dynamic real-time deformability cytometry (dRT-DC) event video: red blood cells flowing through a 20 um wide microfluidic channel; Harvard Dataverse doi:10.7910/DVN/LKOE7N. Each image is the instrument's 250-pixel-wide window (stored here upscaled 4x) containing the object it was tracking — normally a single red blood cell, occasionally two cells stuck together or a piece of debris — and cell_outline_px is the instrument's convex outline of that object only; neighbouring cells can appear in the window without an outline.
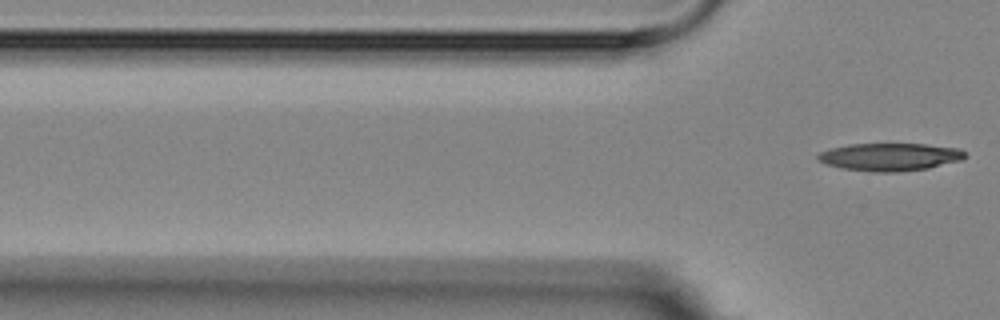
{"species": "Egyptian fruit bat (a non-hibernating species)", "species_latin": "Rousettus aegyptiacus", "temperature_condition": "room temperature", "stored_images_in_passage": 4, "camera_frame_rate_fps": 3000, "um_per_image_px": 0.085, "animal": {"sex": "female"}, "frame": {"image": 1, "passage_image": 4, "time_ms": 4.667, "image_size_px": [1000, 320], "cell_outline_px": [[968, 156], [960, 160], [928, 168], [896, 172], [872, 172], [840, 168], [828, 164], [820, 160], [816, 156], [820, 152], [832, 148], [848, 144], [928, 144], [960, 148], [968, 152]], "centroid_in_image_um": [75.69, 13.33], "position_along_channel_um": 50.1, "area_um2": 23.81}}